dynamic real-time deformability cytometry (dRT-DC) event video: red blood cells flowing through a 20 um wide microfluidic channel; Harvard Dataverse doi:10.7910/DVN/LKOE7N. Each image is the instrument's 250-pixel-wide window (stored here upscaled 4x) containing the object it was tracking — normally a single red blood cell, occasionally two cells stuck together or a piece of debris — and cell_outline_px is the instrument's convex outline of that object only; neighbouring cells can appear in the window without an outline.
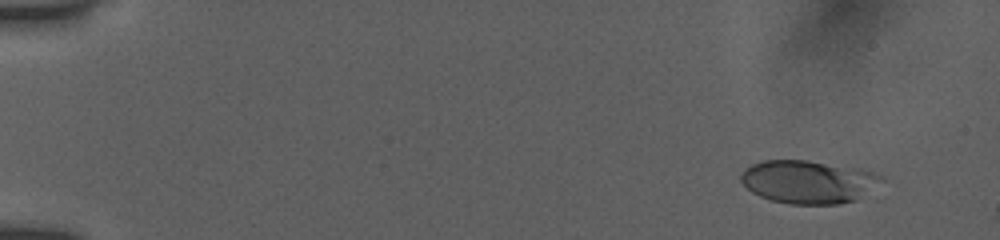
{"species": "human", "species_latin": "Homo sapiens", "temperature_condition": "room temperature", "stored_images_in_passage": 9, "camera_frame_rate_fps": 3000, "um_per_image_px": 0.085, "donor": {"sex": "female"}, "frame": {"image": 1, "passage_image": 3, "time_ms": 1.333, "image_size_px": [1000, 240], "cell_outline_px": [[884, 180], [856, 200], [836, 204], [788, 204], [772, 200], [760, 196], [752, 192], [740, 180], [740, 172], [752, 164], [764, 160], [808, 160], [860, 168], [884, 176]], "centroid_in_image_um": [68.7, 15.44], "position_along_channel_um": 16.3, "area_um2": 35.32}}